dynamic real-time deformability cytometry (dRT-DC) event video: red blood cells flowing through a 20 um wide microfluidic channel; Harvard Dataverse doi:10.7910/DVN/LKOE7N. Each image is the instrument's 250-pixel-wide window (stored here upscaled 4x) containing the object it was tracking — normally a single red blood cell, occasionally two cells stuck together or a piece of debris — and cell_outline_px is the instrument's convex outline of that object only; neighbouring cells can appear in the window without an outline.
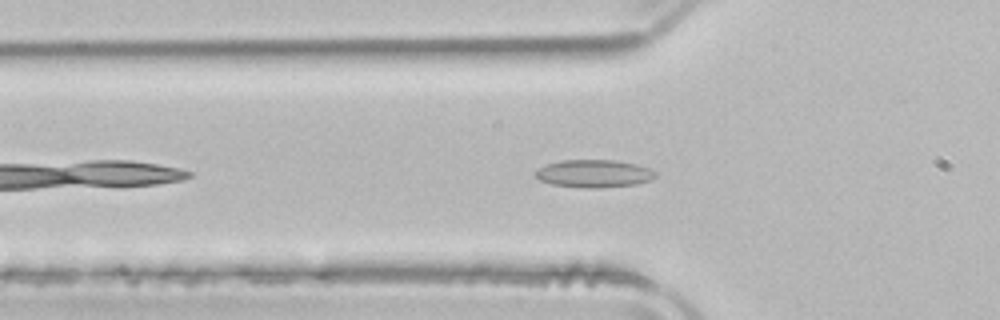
{"species": "common noctule bat (a hibernating species)", "species_latin": "Nyctalus noctula", "temperature_condition": "room temperature", "stored_images_in_passage": 41, "camera_frame_rate_fps": 3000, "um_per_image_px": 0.085, "animal": {"sex": "male", "body_mass_g": 21.5, "forearm_length_mm": 52.0}, "frame": {"image": 1, "passage_image": 6, "time_ms": 1.667, "image_size_px": [1000, 320], "cell_outline_px": [[656, 176], [652, 180], [636, 184], [600, 188], [584, 188], [552, 184], [540, 180], [536, 176], [536, 172], [540, 168], [548, 164], [560, 160], [616, 160], [636, 164], [648, 168], [656, 172]], "centroid_in_image_um": [50.53, 14.76], "position_along_channel_um": 75.3, "area_um2": 19.31}}
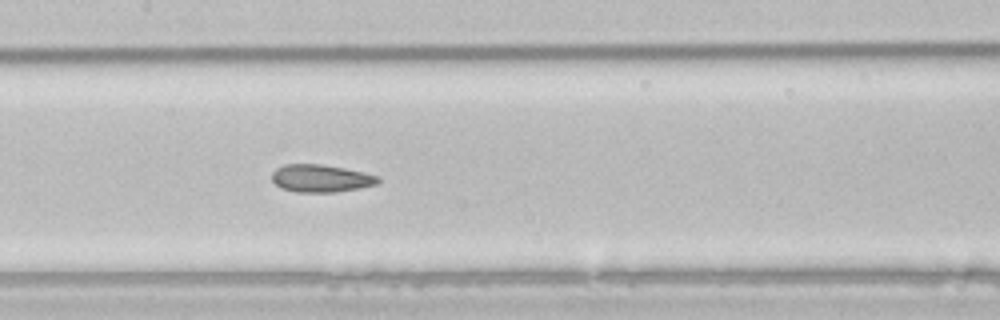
{"frame": {"image": 2, "passage_image": 14, "time_ms": 4.333, "image_size_px": [1000, 320], "cell_outline_px": [[380, 180], [376, 184], [360, 188], [336, 192], [296, 192], [280, 188], [272, 180], [272, 172], [276, 168], [284, 164], [320, 164], [344, 168], [376, 176]], "centroid_in_image_um": [27.21, 15.16], "position_along_channel_um": 180.2, "area_um2": 16.94}}
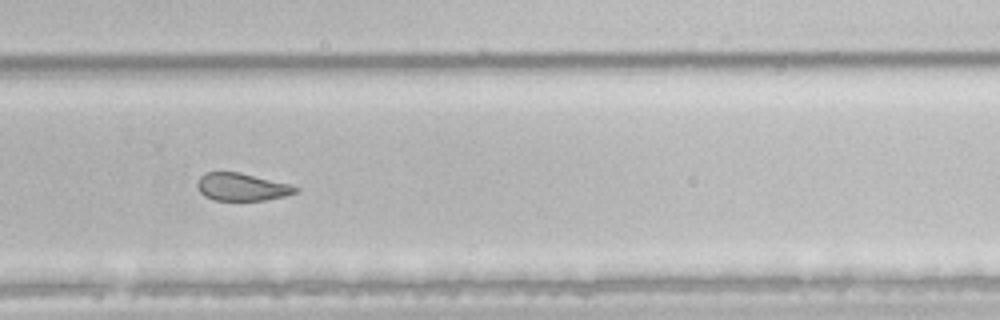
{"frame": {"image": 3, "passage_image": 24, "time_ms": 7.667, "image_size_px": [1000, 320], "cell_outline_px": [[296, 192], [284, 196], [264, 200], [216, 200], [204, 196], [200, 192], [196, 184], [200, 176], [208, 172], [240, 172], [288, 184], [296, 188]], "centroid_in_image_um": [20.49, 15.89], "position_along_channel_um": 309.3, "area_um2": 15.49}, "authors_computed_cell_mechanics": {"area_um2": 17.918, "velocity_mm_per_s": 3.8986, "shape_relaxation_time_tau1_ms": null, "shape_relaxation_time_tau2_ms": 2.7235, "deformation_change_tau1": null, "deformation_change_tau2": 0.0911}}